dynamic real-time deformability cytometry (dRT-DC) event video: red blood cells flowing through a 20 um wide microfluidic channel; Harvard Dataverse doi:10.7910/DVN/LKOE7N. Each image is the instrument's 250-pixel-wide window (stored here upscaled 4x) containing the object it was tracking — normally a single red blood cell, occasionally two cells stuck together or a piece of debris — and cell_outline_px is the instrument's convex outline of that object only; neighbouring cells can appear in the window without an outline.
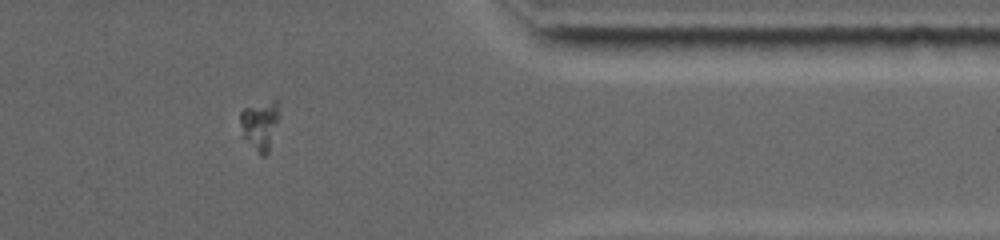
{"species": "common noctule bat (a hibernating species)", "species_latin": "Nyctalus noctula", "temperature_condition": "warm", "stored_images_in_passage": 50, "camera_frame_rate_fps": 5000, "um_per_image_px": 0.085, "animal": {"sex": "female", "body_mass_g": 19.0, "forearm_length_mm": 53.3}, "frame": {"image": 1, "passage_image": 36, "time_ms": 12.0, "image_size_px": [1000, 240], "cell_outline_px": [[280, 100], [276, 120], [268, 152], [264, 156], [260, 156], [244, 136], [240, 124], [240, 112], [244, 108], [276, 96]], "centroid_in_image_um": [22.1, 10.53], "position_along_channel_um": 389.3, "area_um2": 11.04}}
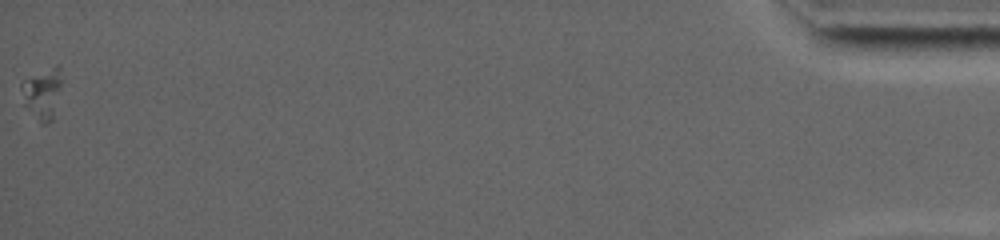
{"frame": {"image": 2, "passage_image": 50, "time_ms": 17.0, "image_size_px": [1000, 240], "cell_outline_px": [[60, 84], [52, 120], [48, 124], [40, 124], [24, 104], [20, 88], [20, 84], [56, 64], [60, 64]], "centroid_in_image_um": [3.59, 7.98], "position_along_channel_um": 431.6, "area_um2": 11.44}}